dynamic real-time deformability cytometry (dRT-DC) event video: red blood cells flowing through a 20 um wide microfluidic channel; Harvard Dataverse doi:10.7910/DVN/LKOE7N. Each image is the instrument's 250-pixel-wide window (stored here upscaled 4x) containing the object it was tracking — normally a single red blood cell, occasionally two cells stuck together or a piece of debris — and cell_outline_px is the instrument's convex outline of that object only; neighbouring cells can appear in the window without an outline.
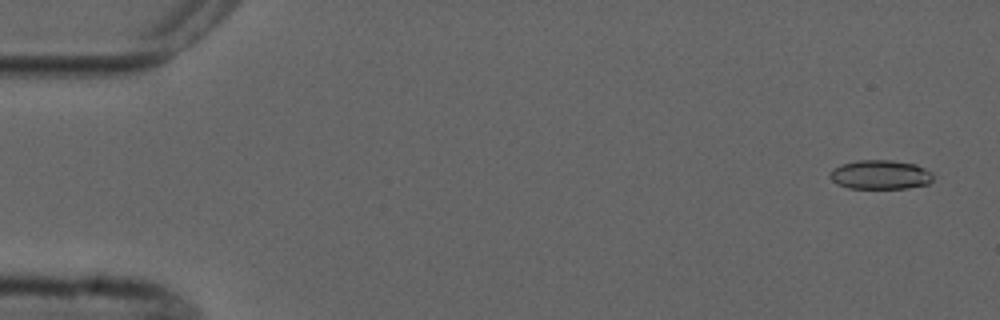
{"species": "common noctule bat (a hibernating species)", "species_latin": "Nyctalus noctula", "temperature_condition": "cold", "stored_images_in_passage": 2, "segment_of_instrument_passage": [2, 2], "camera_frame_rate_fps": 3000, "um_per_image_px": 0.085, "animal": {"sex": "male", "forearm_length_mm": 52.5}, "frame": {"image": 1, "passage_image": 2, "time_ms": 1.333, "image_size_px": [1000, 320], "cell_outline_px": [[932, 180], [928, 184], [908, 188], [848, 188], [836, 184], [828, 176], [832, 168], [840, 164], [856, 160], [892, 160], [916, 164], [932, 172]], "centroid_in_image_um": [74.79, 14.84], "position_along_channel_um": 10.2, "area_um2": 17.74}}